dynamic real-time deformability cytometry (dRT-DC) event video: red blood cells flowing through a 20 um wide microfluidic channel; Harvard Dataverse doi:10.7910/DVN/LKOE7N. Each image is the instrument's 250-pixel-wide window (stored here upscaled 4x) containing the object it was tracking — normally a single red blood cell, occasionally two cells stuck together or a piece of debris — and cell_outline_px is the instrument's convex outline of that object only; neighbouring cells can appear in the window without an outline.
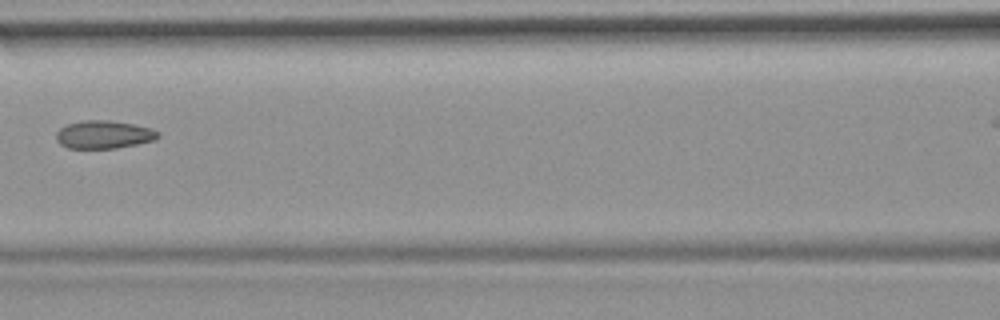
{"species": "common noctule bat (a hibernating species)", "species_latin": "Nyctalus noctula", "temperature_condition": "room temperature", "stored_images_in_passage": 7, "camera_frame_rate_fps": 3000, "um_per_image_px": 0.085, "animal": {"sex": "female", "body_mass_g": 19.9}, "frame": {"image": 1, "passage_image": 7, "time_ms": 7.667, "image_size_px": [1000, 320], "cell_outline_px": [[160, 136], [156, 140], [116, 148], [68, 148], [60, 144], [56, 140], [56, 132], [60, 128], [68, 124], [84, 120], [108, 120], [132, 124], [152, 128], [160, 132]], "centroid_in_image_um": [8.84, 11.44], "position_along_channel_um": 157.8, "area_um2": 16.65}}